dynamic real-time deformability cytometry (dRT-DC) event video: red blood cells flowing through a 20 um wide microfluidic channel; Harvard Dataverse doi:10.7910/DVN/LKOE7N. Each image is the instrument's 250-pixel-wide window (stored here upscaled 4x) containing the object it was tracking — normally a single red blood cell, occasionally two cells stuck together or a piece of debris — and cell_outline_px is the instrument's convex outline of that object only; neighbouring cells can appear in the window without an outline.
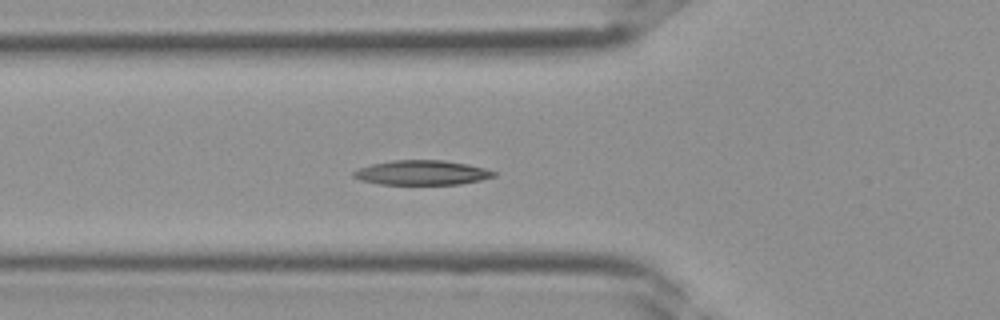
{"species": "Egyptian fruit bat (a non-hibernating species)", "species_latin": "Rousettus aegyptiacus", "temperature_condition": "room temperature", "stored_images_in_passage": 39, "segment_of_instrument_passage": [1, 2], "camera_frame_rate_fps": 3000, "um_per_image_px": 0.085, "frame": {"image": 1, "passage_image": 14, "time_ms": 4.333, "image_size_px": [1000, 320], "cell_outline_px": [[496, 176], [480, 180], [460, 184], [380, 184], [360, 180], [352, 176], [352, 172], [360, 168], [372, 164], [392, 160], [444, 160], [468, 164], [484, 168], [496, 172]], "centroid_in_image_um": [35.86, 14.67], "position_along_channel_um": 89.9, "area_um2": 20.06}}
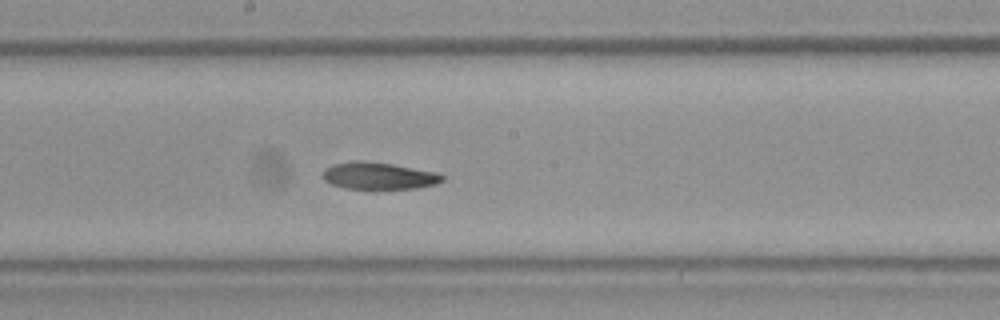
{"frame": {"image": 2, "passage_image": 21, "time_ms": 6.667, "image_size_px": [1000, 320], "cell_outline_px": [[444, 180], [436, 184], [416, 188], [344, 188], [332, 184], [324, 180], [320, 176], [324, 168], [332, 164], [356, 160], [360, 160], [392, 164], [440, 172], [444, 176]], "centroid_in_image_um": [32.18, 14.93], "position_along_channel_um": 216.0, "area_um2": 18.96}}
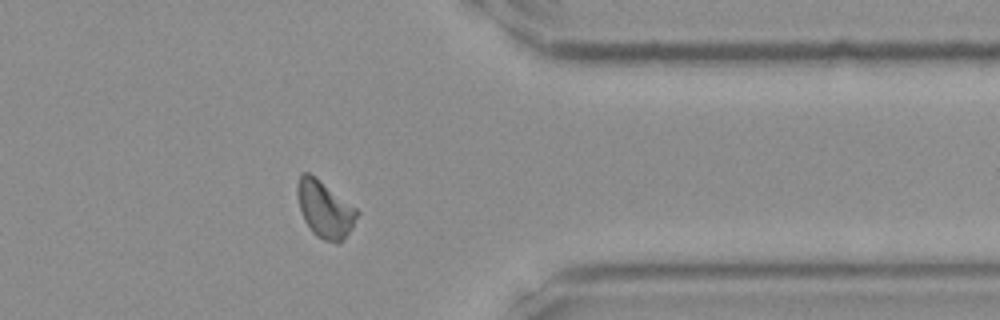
{"frame": {"image": 3, "passage_image": 31, "time_ms": 10.0, "image_size_px": [1000, 320], "cell_outline_px": [[360, 212], [352, 228], [344, 240], [336, 244], [324, 240], [316, 236], [312, 232], [304, 220], [300, 212], [296, 192], [296, 184], [300, 176], [304, 172], [308, 172], [316, 176], [356, 208]], "centroid_in_image_um": [27.6, 17.79], "position_along_channel_um": 383.8, "area_um2": 20.06}}